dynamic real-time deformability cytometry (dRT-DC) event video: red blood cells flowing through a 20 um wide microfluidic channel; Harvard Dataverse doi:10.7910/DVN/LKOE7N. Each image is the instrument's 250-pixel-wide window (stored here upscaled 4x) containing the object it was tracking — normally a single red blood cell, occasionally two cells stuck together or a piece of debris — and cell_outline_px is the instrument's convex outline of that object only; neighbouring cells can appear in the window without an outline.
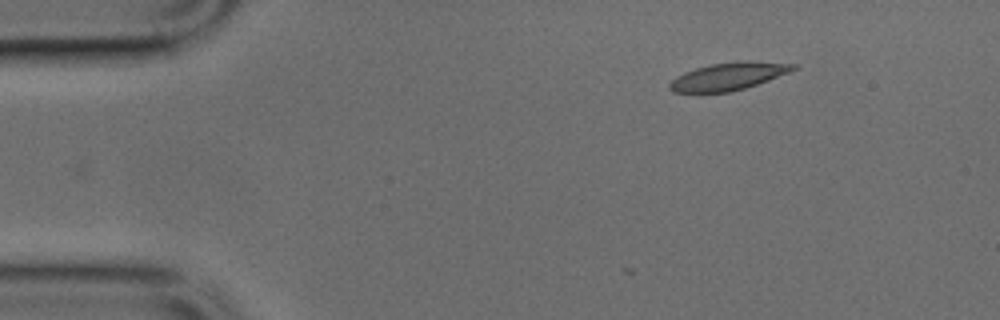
{"species": "common noctule bat (a hibernating species)", "species_latin": "Nyctalus noctula", "temperature_condition": "cold", "stored_images_in_passage": 2, "camera_frame_rate_fps": 3000, "um_per_image_px": 0.085, "animal": {"sex": "male", "body_mass_g": 17.9, "forearm_length_mm": 54.2}, "frame": {"image": 1, "passage_image": 2, "time_ms": 0.333, "image_size_px": [1000, 320], "cell_outline_px": [[800, 68], [768, 80], [744, 88], [728, 92], [672, 92], [668, 88], [668, 84], [676, 76], [684, 72], [696, 68], [712, 64], [744, 60], [748, 60], [796, 64]], "centroid_in_image_um": [61.93, 6.47], "position_along_channel_um": 23.1, "area_um2": 19.83}}